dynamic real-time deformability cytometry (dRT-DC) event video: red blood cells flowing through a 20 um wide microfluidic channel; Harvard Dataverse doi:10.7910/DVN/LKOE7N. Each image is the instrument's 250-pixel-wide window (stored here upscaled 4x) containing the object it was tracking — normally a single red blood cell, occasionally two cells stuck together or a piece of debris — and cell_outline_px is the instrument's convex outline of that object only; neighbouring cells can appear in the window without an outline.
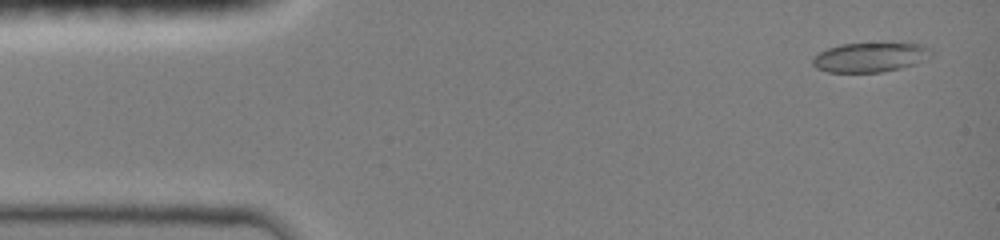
{"species": "common noctule bat (a hibernating species)", "species_latin": "Nyctalus noctula", "temperature_condition": "room temperature", "stored_images_in_passage": 5, "camera_frame_rate_fps": 3000, "um_per_image_px": 0.085, "animal": {"sex": "female", "body_mass_g": 19.0, "forearm_length_mm": 51.5}, "frame": {"image": 1, "passage_image": 1, "time_ms": 0.0, "image_size_px": [1000, 240], "cell_outline_px": [[936, 52], [932, 56], [912, 64], [900, 68], [880, 72], [828, 72], [816, 68], [812, 64], [812, 56], [828, 48], [840, 44], [880, 40], [924, 44], [932, 48]], "centroid_in_image_um": [74.02, 4.8], "position_along_channel_um": 11.0, "area_um2": 21.5}}
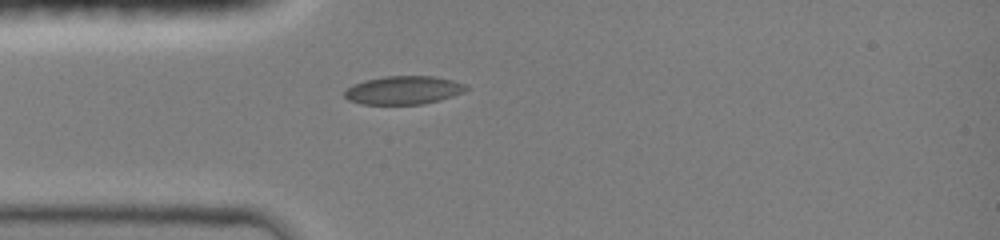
{"frame": {"image": 2, "passage_image": 5, "time_ms": 3.333, "image_size_px": [1000, 240], "cell_outline_px": [[468, 88], [464, 92], [440, 100], [424, 104], [364, 104], [348, 100], [344, 96], [344, 92], [352, 84], [364, 80], [384, 76], [432, 76], [452, 80], [464, 84]], "centroid_in_image_um": [34.28, 7.66], "position_along_channel_um": 50.7, "area_um2": 20.06}}